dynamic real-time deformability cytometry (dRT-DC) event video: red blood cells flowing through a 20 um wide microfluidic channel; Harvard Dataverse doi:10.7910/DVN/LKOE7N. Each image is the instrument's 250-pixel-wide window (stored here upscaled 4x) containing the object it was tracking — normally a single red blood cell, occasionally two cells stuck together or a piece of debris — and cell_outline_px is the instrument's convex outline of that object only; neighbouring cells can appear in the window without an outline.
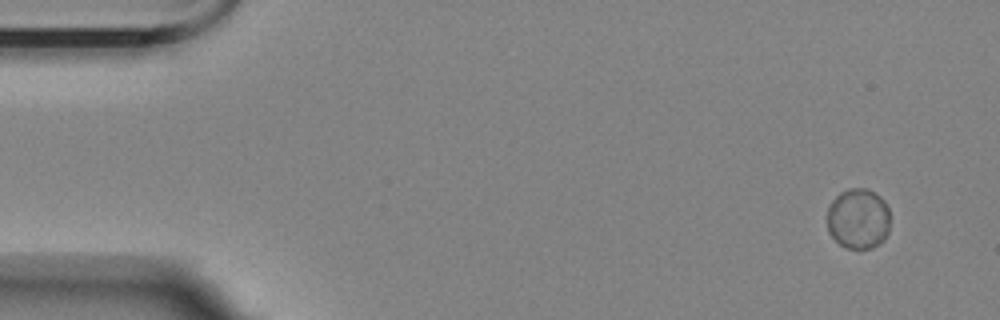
{"species": "Egyptian fruit bat (a non-hibernating species)", "species_latin": "Rousettus aegyptiacus", "temperature_condition": "room temperature", "stored_images_in_passage": 5, "camera_frame_rate_fps": 3000, "um_per_image_px": 0.085, "animal": {"sex": "female"}, "frame": {"image": 1, "passage_image": 2, "time_ms": 1.333, "image_size_px": [1000, 320], "cell_outline_px": [[888, 232], [884, 240], [880, 244], [872, 248], [848, 248], [840, 244], [828, 232], [828, 208], [832, 200], [840, 192], [848, 188], [864, 188], [880, 196], [884, 200], [888, 208]], "centroid_in_image_um": [72.95, 18.59], "position_along_channel_um": 12.1, "area_um2": 22.14}}
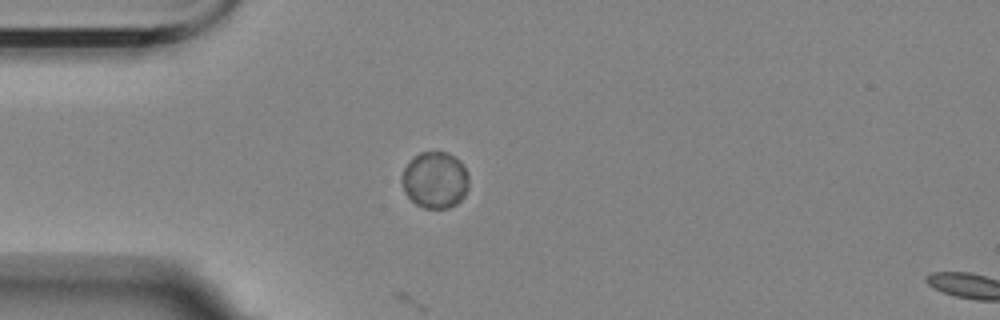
{"frame": {"image": 2, "passage_image": 5, "time_ms": 5.333, "image_size_px": [1000, 320], "cell_outline_px": [[468, 188], [464, 196], [456, 204], [448, 208], [424, 208], [416, 204], [404, 192], [400, 176], [404, 168], [420, 152], [448, 152], [460, 160], [464, 164], [468, 172]], "centroid_in_image_um": [36.99, 15.3], "position_along_channel_um": 48.0, "area_um2": 22.2}}